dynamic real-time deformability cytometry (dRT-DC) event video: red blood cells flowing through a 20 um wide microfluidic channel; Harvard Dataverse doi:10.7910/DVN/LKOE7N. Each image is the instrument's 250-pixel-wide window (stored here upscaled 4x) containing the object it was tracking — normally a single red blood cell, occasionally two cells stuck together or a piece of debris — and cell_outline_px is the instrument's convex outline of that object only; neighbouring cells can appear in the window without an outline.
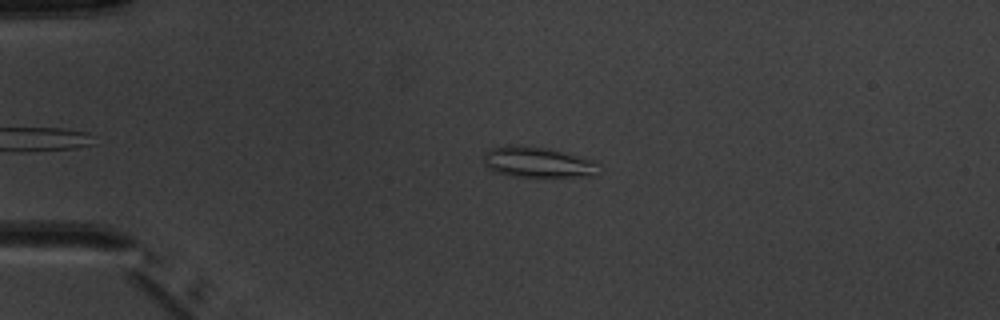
{"species": "common noctule bat (a hibernating species)", "species_latin": "Nyctalus noctula", "temperature_condition": "warm", "stored_images_in_passage": 3, "camera_frame_rate_fps": 3000, "um_per_image_px": 0.085, "animal": {"sex": "male", "body_mass_g": 20.1, "forearm_length_mm": 53.5}, "frame": {"image": 1, "passage_image": 1, "time_ms": 0.0, "image_size_px": [1000, 320], "cell_outline_px": [[600, 164], [596, 176], [512, 176], [496, 172], [488, 168], [484, 164], [484, 156], [488, 148], [508, 144], [516, 144], [544, 148], [596, 160]], "centroid_in_image_um": [45.69, 13.78], "position_along_channel_um": 39.3, "area_um2": 20.58}}
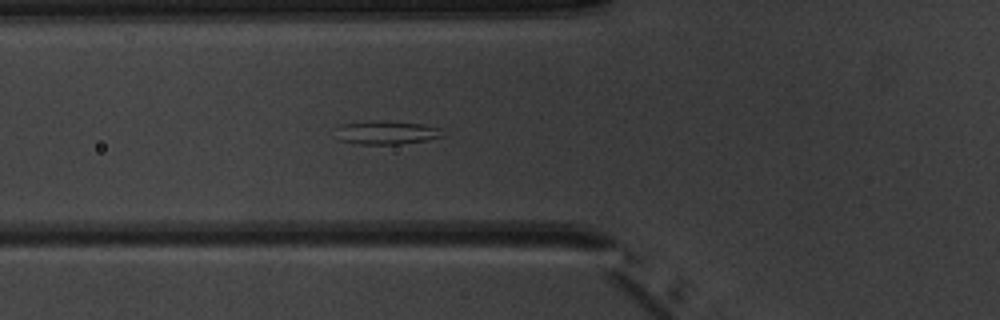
{"frame": {"image": 2, "passage_image": 3, "time_ms": 2.333, "image_size_px": [1000, 320], "cell_outline_px": [[444, 136], [424, 140], [400, 144], [356, 144], [336, 140], [336, 128], [340, 124], [368, 120], [388, 120], [424, 124], [440, 128]], "centroid_in_image_um": [32.77, 11.25], "position_along_channel_um": 93.0, "area_um2": 15.09}}